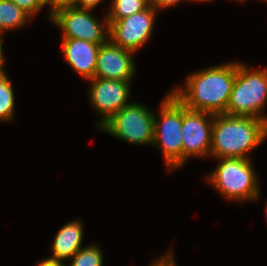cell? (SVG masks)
I'll return each mask as SVG.
<instances>
[{
  "instance_id": "cell-1",
  "label": "cell",
  "mask_w": 267,
  "mask_h": 266,
  "mask_svg": "<svg viewBox=\"0 0 267 266\" xmlns=\"http://www.w3.org/2000/svg\"><path fill=\"white\" fill-rule=\"evenodd\" d=\"M237 62L210 66L189 74L185 87H177L172 94L187 108L211 114H226Z\"/></svg>"
},
{
  "instance_id": "cell-2",
  "label": "cell",
  "mask_w": 267,
  "mask_h": 266,
  "mask_svg": "<svg viewBox=\"0 0 267 266\" xmlns=\"http://www.w3.org/2000/svg\"><path fill=\"white\" fill-rule=\"evenodd\" d=\"M267 138V122L263 119L214 115L210 156L217 158L248 159Z\"/></svg>"
},
{
  "instance_id": "cell-3",
  "label": "cell",
  "mask_w": 267,
  "mask_h": 266,
  "mask_svg": "<svg viewBox=\"0 0 267 266\" xmlns=\"http://www.w3.org/2000/svg\"><path fill=\"white\" fill-rule=\"evenodd\" d=\"M206 179L226 200L247 202L259 197V180L250 158H217Z\"/></svg>"
},
{
  "instance_id": "cell-4",
  "label": "cell",
  "mask_w": 267,
  "mask_h": 266,
  "mask_svg": "<svg viewBox=\"0 0 267 266\" xmlns=\"http://www.w3.org/2000/svg\"><path fill=\"white\" fill-rule=\"evenodd\" d=\"M267 105V68L252 70L237 62L236 79L233 84L226 114L263 119Z\"/></svg>"
},
{
  "instance_id": "cell-5",
  "label": "cell",
  "mask_w": 267,
  "mask_h": 266,
  "mask_svg": "<svg viewBox=\"0 0 267 266\" xmlns=\"http://www.w3.org/2000/svg\"><path fill=\"white\" fill-rule=\"evenodd\" d=\"M160 104L159 114L154 115L153 146L161 149L171 172L183 165L182 103L170 91Z\"/></svg>"
},
{
  "instance_id": "cell-6",
  "label": "cell",
  "mask_w": 267,
  "mask_h": 266,
  "mask_svg": "<svg viewBox=\"0 0 267 266\" xmlns=\"http://www.w3.org/2000/svg\"><path fill=\"white\" fill-rule=\"evenodd\" d=\"M155 113L144 104L131 102L101 128L111 136L137 145H153Z\"/></svg>"
},
{
  "instance_id": "cell-7",
  "label": "cell",
  "mask_w": 267,
  "mask_h": 266,
  "mask_svg": "<svg viewBox=\"0 0 267 266\" xmlns=\"http://www.w3.org/2000/svg\"><path fill=\"white\" fill-rule=\"evenodd\" d=\"M92 9L72 7L56 13L50 20L62 30V39H81L95 44L109 40V22L98 20Z\"/></svg>"
},
{
  "instance_id": "cell-8",
  "label": "cell",
  "mask_w": 267,
  "mask_h": 266,
  "mask_svg": "<svg viewBox=\"0 0 267 266\" xmlns=\"http://www.w3.org/2000/svg\"><path fill=\"white\" fill-rule=\"evenodd\" d=\"M158 11L151 5L131 16L108 20L109 40L123 49L136 53L152 35Z\"/></svg>"
},
{
  "instance_id": "cell-9",
  "label": "cell",
  "mask_w": 267,
  "mask_h": 266,
  "mask_svg": "<svg viewBox=\"0 0 267 266\" xmlns=\"http://www.w3.org/2000/svg\"><path fill=\"white\" fill-rule=\"evenodd\" d=\"M214 114L187 109L182 104L183 165L191 157L210 156Z\"/></svg>"
},
{
  "instance_id": "cell-10",
  "label": "cell",
  "mask_w": 267,
  "mask_h": 266,
  "mask_svg": "<svg viewBox=\"0 0 267 266\" xmlns=\"http://www.w3.org/2000/svg\"><path fill=\"white\" fill-rule=\"evenodd\" d=\"M89 82V101L94 110L101 116L96 123L101 128L115 113L128 105L131 80H113L94 77Z\"/></svg>"
},
{
  "instance_id": "cell-11",
  "label": "cell",
  "mask_w": 267,
  "mask_h": 266,
  "mask_svg": "<svg viewBox=\"0 0 267 266\" xmlns=\"http://www.w3.org/2000/svg\"><path fill=\"white\" fill-rule=\"evenodd\" d=\"M136 73L133 52L113 44H101L97 54L94 77L113 80H132Z\"/></svg>"
},
{
  "instance_id": "cell-12",
  "label": "cell",
  "mask_w": 267,
  "mask_h": 266,
  "mask_svg": "<svg viewBox=\"0 0 267 266\" xmlns=\"http://www.w3.org/2000/svg\"><path fill=\"white\" fill-rule=\"evenodd\" d=\"M101 44L81 39H62V52L68 65L83 79L94 78Z\"/></svg>"
},
{
  "instance_id": "cell-13",
  "label": "cell",
  "mask_w": 267,
  "mask_h": 266,
  "mask_svg": "<svg viewBox=\"0 0 267 266\" xmlns=\"http://www.w3.org/2000/svg\"><path fill=\"white\" fill-rule=\"evenodd\" d=\"M83 223L79 219L66 223L54 237L49 258L66 262L82 248Z\"/></svg>"
},
{
  "instance_id": "cell-14",
  "label": "cell",
  "mask_w": 267,
  "mask_h": 266,
  "mask_svg": "<svg viewBox=\"0 0 267 266\" xmlns=\"http://www.w3.org/2000/svg\"><path fill=\"white\" fill-rule=\"evenodd\" d=\"M31 16L11 0H0V37L6 31L23 27Z\"/></svg>"
},
{
  "instance_id": "cell-15",
  "label": "cell",
  "mask_w": 267,
  "mask_h": 266,
  "mask_svg": "<svg viewBox=\"0 0 267 266\" xmlns=\"http://www.w3.org/2000/svg\"><path fill=\"white\" fill-rule=\"evenodd\" d=\"M4 70L0 73V121H12L15 111V97L11 80Z\"/></svg>"
},
{
  "instance_id": "cell-16",
  "label": "cell",
  "mask_w": 267,
  "mask_h": 266,
  "mask_svg": "<svg viewBox=\"0 0 267 266\" xmlns=\"http://www.w3.org/2000/svg\"><path fill=\"white\" fill-rule=\"evenodd\" d=\"M150 0H112L106 14L108 20H119L145 10Z\"/></svg>"
},
{
  "instance_id": "cell-17",
  "label": "cell",
  "mask_w": 267,
  "mask_h": 266,
  "mask_svg": "<svg viewBox=\"0 0 267 266\" xmlns=\"http://www.w3.org/2000/svg\"><path fill=\"white\" fill-rule=\"evenodd\" d=\"M104 256L101 248L96 244L86 245L79 249L67 266H103Z\"/></svg>"
},
{
  "instance_id": "cell-18",
  "label": "cell",
  "mask_w": 267,
  "mask_h": 266,
  "mask_svg": "<svg viewBox=\"0 0 267 266\" xmlns=\"http://www.w3.org/2000/svg\"><path fill=\"white\" fill-rule=\"evenodd\" d=\"M31 17L37 15L45 6V0H11Z\"/></svg>"
},
{
  "instance_id": "cell-19",
  "label": "cell",
  "mask_w": 267,
  "mask_h": 266,
  "mask_svg": "<svg viewBox=\"0 0 267 266\" xmlns=\"http://www.w3.org/2000/svg\"><path fill=\"white\" fill-rule=\"evenodd\" d=\"M76 0H45V6L49 7V17H53L56 13L75 7Z\"/></svg>"
},
{
  "instance_id": "cell-20",
  "label": "cell",
  "mask_w": 267,
  "mask_h": 266,
  "mask_svg": "<svg viewBox=\"0 0 267 266\" xmlns=\"http://www.w3.org/2000/svg\"><path fill=\"white\" fill-rule=\"evenodd\" d=\"M172 253L173 252L170 250L169 252L165 253L164 256L155 259V261L149 266H177Z\"/></svg>"
},
{
  "instance_id": "cell-21",
  "label": "cell",
  "mask_w": 267,
  "mask_h": 266,
  "mask_svg": "<svg viewBox=\"0 0 267 266\" xmlns=\"http://www.w3.org/2000/svg\"><path fill=\"white\" fill-rule=\"evenodd\" d=\"M182 1L184 0H150V5L153 6L157 11H160L171 8Z\"/></svg>"
},
{
  "instance_id": "cell-22",
  "label": "cell",
  "mask_w": 267,
  "mask_h": 266,
  "mask_svg": "<svg viewBox=\"0 0 267 266\" xmlns=\"http://www.w3.org/2000/svg\"><path fill=\"white\" fill-rule=\"evenodd\" d=\"M101 1L102 0H76L75 7L94 10Z\"/></svg>"
},
{
  "instance_id": "cell-23",
  "label": "cell",
  "mask_w": 267,
  "mask_h": 266,
  "mask_svg": "<svg viewBox=\"0 0 267 266\" xmlns=\"http://www.w3.org/2000/svg\"><path fill=\"white\" fill-rule=\"evenodd\" d=\"M41 262H38L36 266H67L65 262L59 261V260H54L51 258H45L44 260H40Z\"/></svg>"
},
{
  "instance_id": "cell-24",
  "label": "cell",
  "mask_w": 267,
  "mask_h": 266,
  "mask_svg": "<svg viewBox=\"0 0 267 266\" xmlns=\"http://www.w3.org/2000/svg\"><path fill=\"white\" fill-rule=\"evenodd\" d=\"M2 38L3 37H0V73L2 71H4V60H5V57H4V50H3V42H2Z\"/></svg>"
},
{
  "instance_id": "cell-25",
  "label": "cell",
  "mask_w": 267,
  "mask_h": 266,
  "mask_svg": "<svg viewBox=\"0 0 267 266\" xmlns=\"http://www.w3.org/2000/svg\"><path fill=\"white\" fill-rule=\"evenodd\" d=\"M189 1H197V2H198V1H199V2H209V1H210V2H211V1H215V0H189Z\"/></svg>"
},
{
  "instance_id": "cell-26",
  "label": "cell",
  "mask_w": 267,
  "mask_h": 266,
  "mask_svg": "<svg viewBox=\"0 0 267 266\" xmlns=\"http://www.w3.org/2000/svg\"><path fill=\"white\" fill-rule=\"evenodd\" d=\"M238 2H244L245 0H236ZM265 2H267V0H264Z\"/></svg>"
},
{
  "instance_id": "cell-27",
  "label": "cell",
  "mask_w": 267,
  "mask_h": 266,
  "mask_svg": "<svg viewBox=\"0 0 267 266\" xmlns=\"http://www.w3.org/2000/svg\"><path fill=\"white\" fill-rule=\"evenodd\" d=\"M265 211H266V212H265V213H266V215H265V216H267V204H266V209H265ZM266 218H267V217H266Z\"/></svg>"
}]
</instances>
